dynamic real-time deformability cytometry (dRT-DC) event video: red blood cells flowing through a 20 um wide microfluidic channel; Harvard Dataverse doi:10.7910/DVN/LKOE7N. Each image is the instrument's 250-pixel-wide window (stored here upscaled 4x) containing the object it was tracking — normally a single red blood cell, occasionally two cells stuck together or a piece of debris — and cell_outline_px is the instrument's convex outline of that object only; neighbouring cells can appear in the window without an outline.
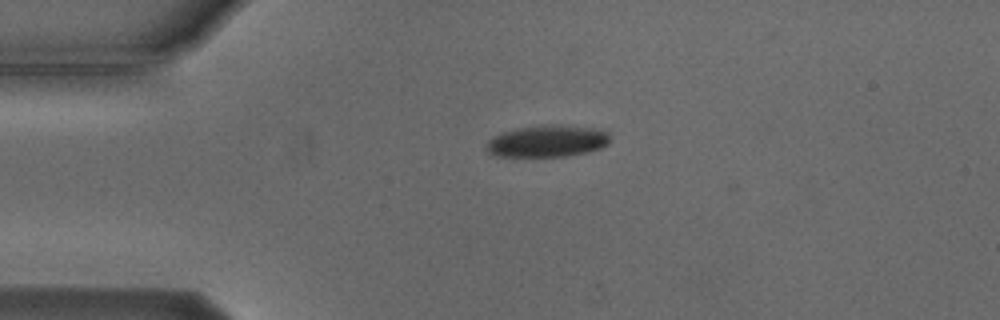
{"species": "Egyptian fruit bat (a non-hibernating species)", "species_latin": "Rousettus aegyptiacus", "temperature_condition": "cold", "stored_images_in_passage": 3, "camera_frame_rate_fps": 3000, "um_per_image_px": 0.085, "animal": {"sex": "male"}, "frame": {"image": 1, "passage_image": 1, "time_ms": 0.0, "image_size_px": [1000, 320], "cell_outline_px": [[608, 144], [600, 148], [568, 156], [492, 156], [484, 148], [488, 140], [492, 136], [516, 128], [540, 124], [556, 124], [584, 128], [608, 132]], "centroid_in_image_um": [46.41, 12.0], "position_along_channel_um": 38.6, "area_um2": 22.77}}
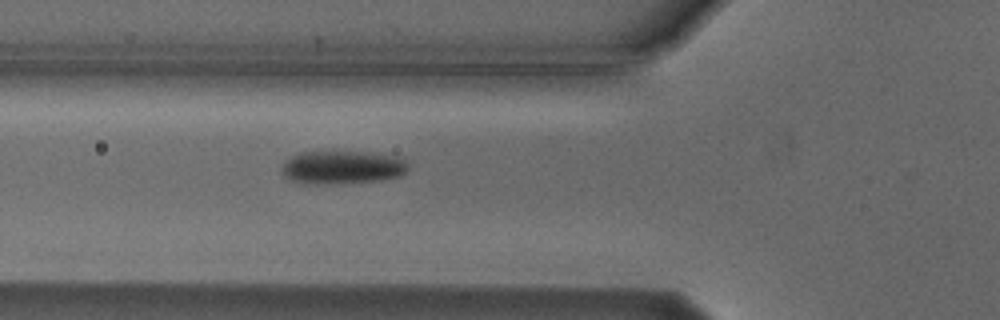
{"frame": {"image": 2, "passage_image": 3, "time_ms": 2.333, "image_size_px": [1000, 320], "cell_outline_px": [[408, 168], [400, 176], [380, 180], [340, 184], [304, 184], [292, 180], [284, 176], [280, 172], [284, 164], [292, 156], [300, 152], [372, 152], [404, 156], [408, 160]], "centroid_in_image_um": [29.16, 14.22], "position_along_channel_um": 96.6, "area_um2": 24.97}}